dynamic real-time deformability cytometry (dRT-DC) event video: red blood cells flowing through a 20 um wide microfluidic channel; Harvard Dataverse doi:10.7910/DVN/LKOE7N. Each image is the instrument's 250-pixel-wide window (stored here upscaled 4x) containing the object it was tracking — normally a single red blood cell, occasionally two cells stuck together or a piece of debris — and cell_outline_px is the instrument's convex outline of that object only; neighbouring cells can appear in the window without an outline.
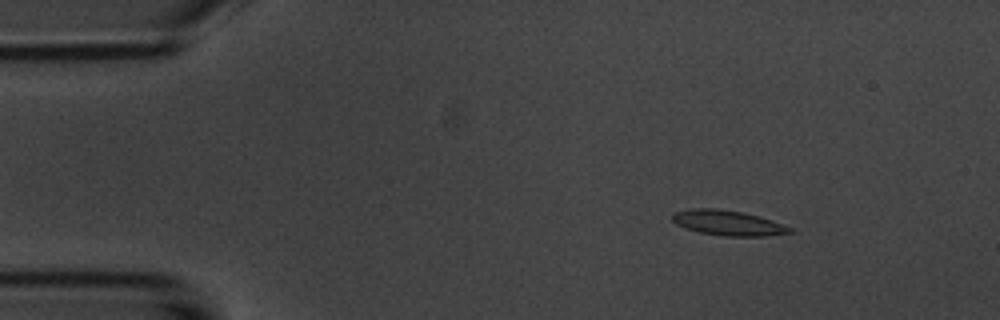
{"species": "common noctule bat (a hibernating species)", "species_latin": "Nyctalus noctula", "temperature_condition": "room temperature", "stored_images_in_passage": 54, "camera_frame_rate_fps": 3000, "um_per_image_px": 0.085, "animal": {"sex": "male", "body_mass_g": 20.1, "forearm_length_mm": 53.5}, "frame": {"image": 1, "passage_image": 7, "time_ms": 2.0, "image_size_px": [1000, 320], "cell_outline_px": [[796, 232], [768, 236], [724, 236], [700, 232], [684, 228], [676, 224], [672, 220], [672, 212], [692, 208], [716, 208], [744, 212], [760, 216], [772, 220], [792, 228]], "centroid_in_image_um": [61.89, 18.94], "position_along_channel_um": 23.1, "area_um2": 17.46}}
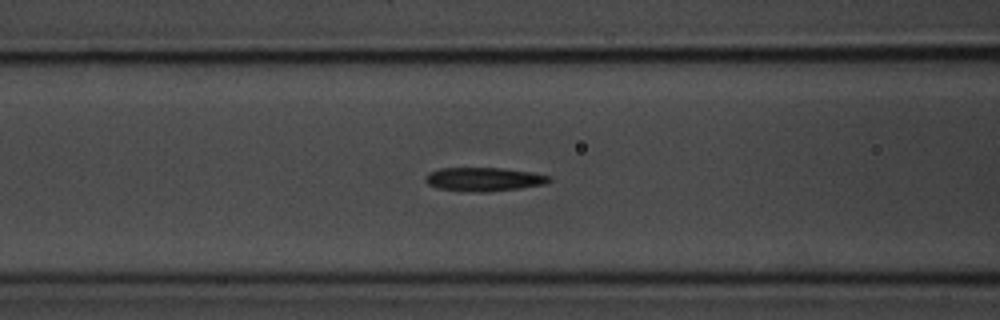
{"frame": {"image": 2, "passage_image": 21, "time_ms": 6.667, "image_size_px": [1000, 320], "cell_outline_px": [[552, 180], [544, 184], [520, 188], [488, 192], [480, 192], [436, 188], [428, 184], [424, 180], [424, 176], [428, 172], [440, 168], [500, 168], [532, 172], [552, 176]], "centroid_in_image_um": [41.12, 15.23], "position_along_channel_um": 125.5, "area_um2": 17.17}}
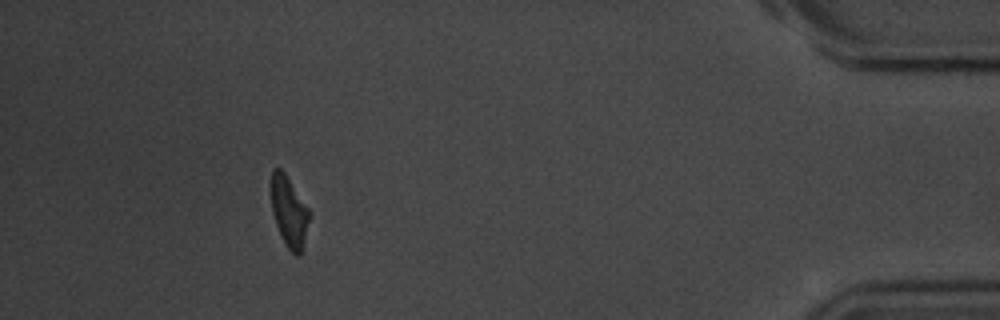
{"frame": {"image": 3, "passage_image": 49, "time_ms": 16.0, "image_size_px": [1000, 320], "cell_outline_px": [[312, 212], [300, 256], [296, 256], [284, 244], [280, 236], [272, 212], [268, 188], [272, 168], [280, 168], [284, 172]], "centroid_in_image_um": [24.54, 17.95], "position_along_channel_um": 410.7, "area_um2": 16.42}, "authors_computed_cell_mechanics": {"area_um2": 16.9065, "velocity_mm_per_s": 3.6895, "shape_relaxation_time_tau1_ms": 3.4209, "shape_relaxation_time_tau2_ms": 3.1938, "deformation_change_tau1": 0.1536, "deformation_change_tau2": 0.1359}}